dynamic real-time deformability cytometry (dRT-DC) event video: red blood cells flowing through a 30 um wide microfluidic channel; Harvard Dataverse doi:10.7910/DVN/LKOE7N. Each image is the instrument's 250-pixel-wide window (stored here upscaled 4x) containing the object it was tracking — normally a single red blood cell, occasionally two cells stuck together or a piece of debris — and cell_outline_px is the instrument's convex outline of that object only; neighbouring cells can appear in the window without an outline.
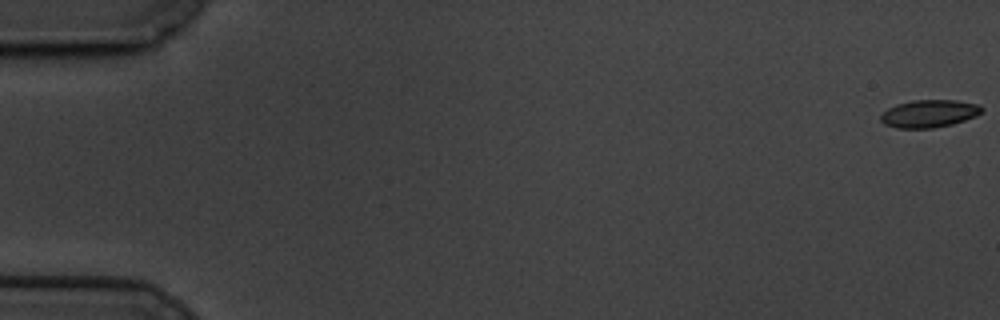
{"species": "common noctule bat (a hibernating species)", "species_latin": "Nyctalus noctula", "temperature_condition": "cold", "stored_images_in_passage": 61, "camera_frame_rate_fps": 3000, "um_per_image_px": 0.085, "animal": {"sex": "male", "body_mass_g": 19.5, "forearm_length_mm": 54.6}, "frame": {"image": 1, "passage_image": 1, "time_ms": 0.0, "image_size_px": [1000, 320], "cell_outline_px": [[984, 108], [976, 116], [952, 124], [932, 128], [896, 128], [884, 124], [880, 120], [880, 116], [888, 108], [896, 104], [912, 100], [956, 100], [980, 104]], "centroid_in_image_um": [78.97, 9.65], "position_along_channel_um": 6.0, "area_um2": 16.3}}
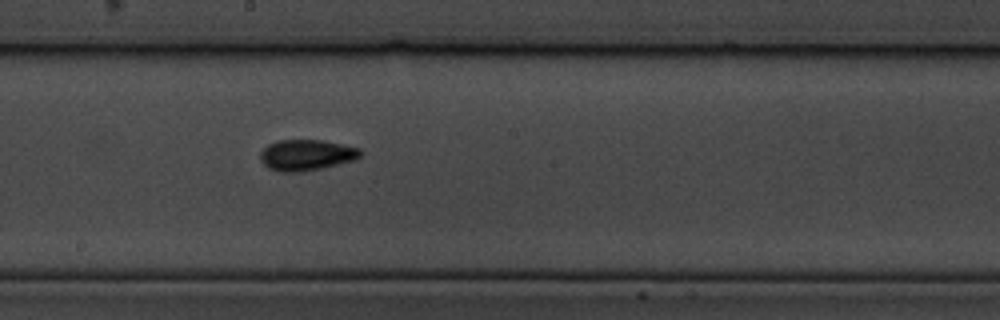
{"frame": {"image": 2, "passage_image": 34, "time_ms": 11.0, "image_size_px": [1000, 320], "cell_outline_px": [[364, 152], [356, 160], [320, 168], [300, 172], [280, 172], [268, 168], [260, 160], [260, 152], [268, 144], [276, 140], [320, 140], [360, 148]], "centroid_in_image_um": [26.03, 13.18], "position_along_channel_um": 222.2, "area_um2": 18.09}}
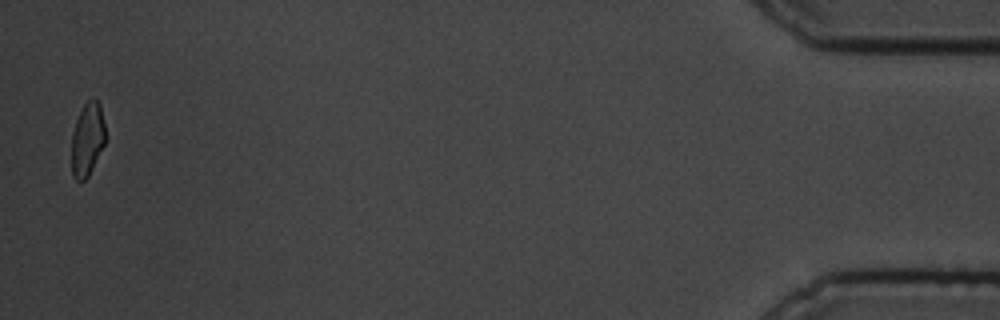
{"frame": {"image": 3, "passage_image": 60, "time_ms": 19.667, "image_size_px": [1000, 320], "cell_outline_px": [[104, 144], [88, 176], [84, 180], [76, 180], [72, 176], [72, 132], [76, 120], [84, 104], [92, 96], [100, 104], [104, 124]], "centroid_in_image_um": [7.41, 11.82], "position_along_channel_um": 427.8, "area_um2": 14.22}, "authors_computed_cell_mechanics": {"area_um2": 16.2996, "velocity_mm_per_s": 3.3721, "shape_relaxation_time_tau1_ms": 3.7269, "shape_relaxation_time_tau2_ms": 4.5626, "deformation_change_tau1": 0.1005, "deformation_change_tau2": 0.1005}}